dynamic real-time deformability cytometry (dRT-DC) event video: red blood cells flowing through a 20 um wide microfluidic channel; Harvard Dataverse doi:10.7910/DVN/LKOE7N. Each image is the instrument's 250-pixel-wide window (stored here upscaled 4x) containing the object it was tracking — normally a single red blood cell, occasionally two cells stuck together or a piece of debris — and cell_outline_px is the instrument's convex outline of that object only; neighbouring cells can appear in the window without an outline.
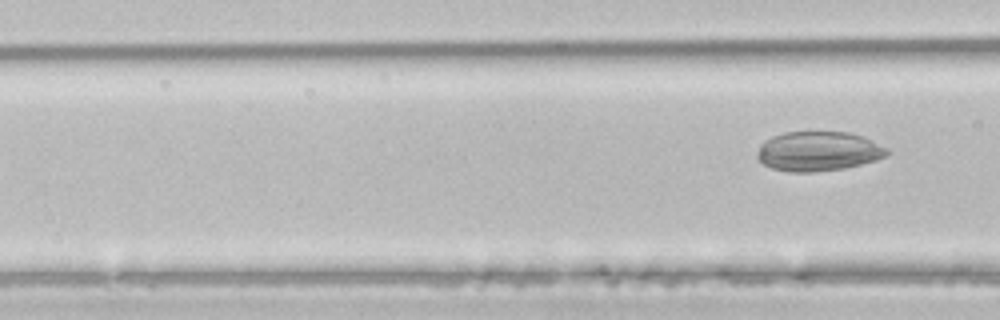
{"species": "common noctule bat (a hibernating species)", "species_latin": "Nyctalus noctula", "temperature_condition": "room temperature", "stored_images_in_passage": 6, "camera_frame_rate_fps": 3000, "um_per_image_px": 0.085, "animal": {"sex": "male", "body_mass_g": 21.5, "forearm_length_mm": 52.0}, "frame": {"image": 1, "passage_image": 6, "time_ms": 1.667, "image_size_px": [1000, 320], "cell_outline_px": [[892, 152], [876, 160], [844, 168], [816, 172], [788, 172], [772, 168], [764, 164], [756, 156], [756, 152], [760, 144], [764, 140], [772, 136], [784, 132], [848, 132], [864, 136], [888, 148]], "centroid_in_image_um": [69.55, 12.85], "position_along_channel_um": 97.0, "area_um2": 30.17}}